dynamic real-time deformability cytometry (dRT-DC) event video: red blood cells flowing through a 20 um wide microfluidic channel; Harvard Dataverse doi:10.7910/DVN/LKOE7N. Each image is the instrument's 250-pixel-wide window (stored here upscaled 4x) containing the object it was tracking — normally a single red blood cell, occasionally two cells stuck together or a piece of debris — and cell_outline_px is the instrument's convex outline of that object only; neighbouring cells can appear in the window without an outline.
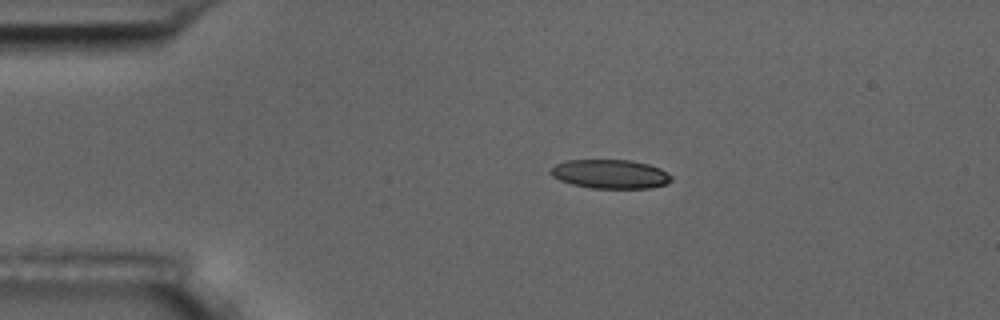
{"species": "common noctule bat (a hibernating species)", "species_latin": "Nyctalus noctula", "temperature_condition": "room temperature", "stored_images_in_passage": 5, "camera_frame_rate_fps": 3000, "um_per_image_px": 0.085, "animal": {"sex": "male", "body_mass_g": 17.5, "forearm_length_mm": 52.3}, "frame": {"image": 1, "passage_image": 3, "time_ms": 2.333, "image_size_px": [1000, 320], "cell_outline_px": [[672, 180], [668, 184], [652, 188], [592, 188], [572, 184], [560, 180], [552, 176], [548, 172], [548, 168], [556, 164], [568, 160], [628, 160], [648, 164], [660, 168], [672, 176]], "centroid_in_image_um": [51.86, 14.8], "position_along_channel_um": 33.1, "area_um2": 20.52}}
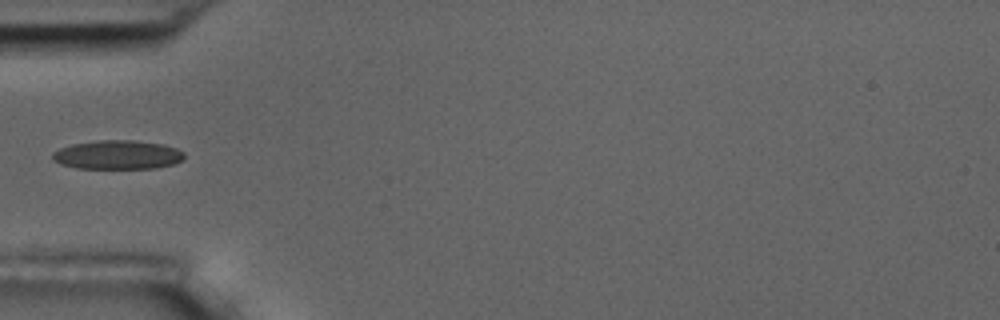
{"frame": {"image": 2, "passage_image": 5, "time_ms": 4.667, "image_size_px": [1000, 320], "cell_outline_px": [[184, 160], [176, 164], [156, 168], [76, 168], [60, 164], [52, 160], [52, 152], [60, 148], [72, 144], [96, 140], [132, 140], [164, 144], [176, 148], [184, 152]], "centroid_in_image_um": [10.01, 13.16], "position_along_channel_um": 75.0, "area_um2": 22.48}}